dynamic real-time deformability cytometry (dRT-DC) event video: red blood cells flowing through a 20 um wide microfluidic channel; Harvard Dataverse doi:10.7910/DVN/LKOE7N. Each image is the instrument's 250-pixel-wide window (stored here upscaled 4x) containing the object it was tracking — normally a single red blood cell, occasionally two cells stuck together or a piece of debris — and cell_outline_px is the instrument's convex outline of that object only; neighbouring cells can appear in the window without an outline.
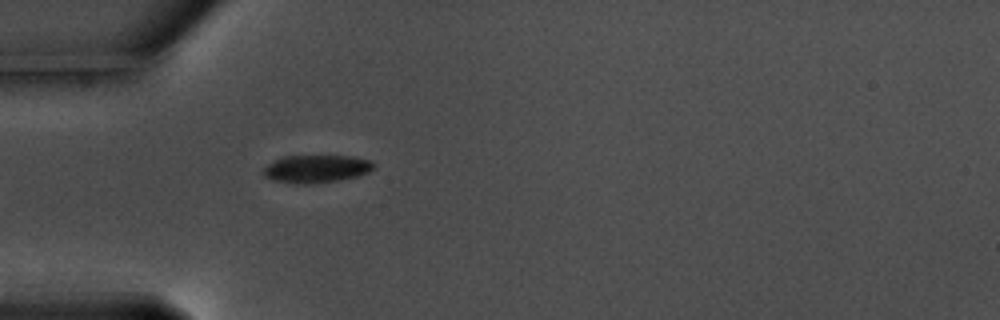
{"species": "common noctule bat (a hibernating species)", "species_latin": "Nyctalus noctula", "temperature_condition": "warm", "stored_images_in_passage": 19, "camera_frame_rate_fps": 3000, "um_per_image_px": 0.085, "animal": {"sex": "male", "body_mass_g": 17.5, "forearm_length_mm": 52.3}, "frame": {"image": 1, "passage_image": 2, "time_ms": 0.333, "image_size_px": [1000, 320], "cell_outline_px": [[376, 164], [368, 172], [356, 176], [340, 180], [312, 184], [296, 184], [276, 180], [264, 176], [264, 168], [268, 164], [284, 156], [352, 156], [372, 160]], "centroid_in_image_um": [26.92, 14.35], "position_along_channel_um": 58.1, "area_um2": 17.74}}
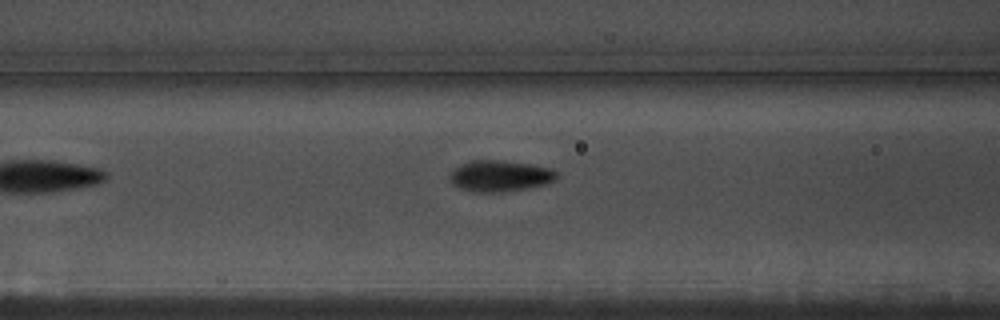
{"frame": {"image": 2, "passage_image": 8, "time_ms": 2.333, "image_size_px": [1000, 320], "cell_outline_px": [[560, 176], [556, 180], [544, 184], [528, 188], [504, 192], [472, 192], [460, 188], [452, 184], [452, 172], [456, 168], [472, 160], [496, 160], [532, 164], [552, 168]], "centroid_in_image_um": [42.57, 14.96], "position_along_channel_um": 124.0, "area_um2": 19.31}}
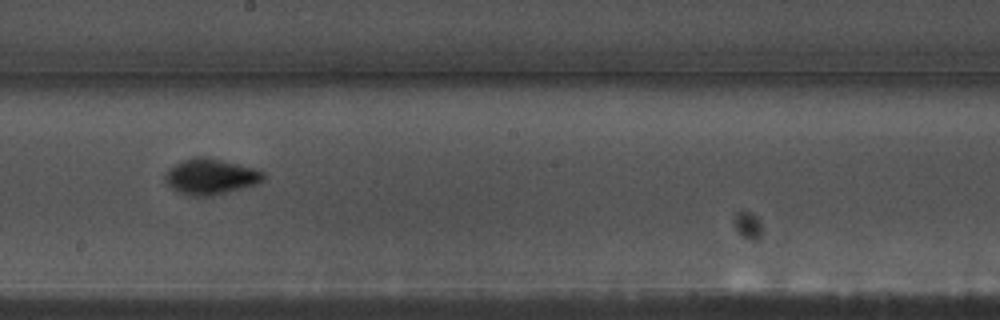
{"frame": {"image": 3, "passage_image": 17, "time_ms": 5.333, "image_size_px": [1000, 320], "cell_outline_px": [[264, 180], [256, 184], [212, 196], [188, 196], [176, 192], [164, 180], [164, 172], [168, 168], [184, 160], [196, 156], [204, 156], [256, 168], [264, 172]], "centroid_in_image_um": [17.87, 15.01], "position_along_channel_um": 230.3, "area_um2": 20.58}}